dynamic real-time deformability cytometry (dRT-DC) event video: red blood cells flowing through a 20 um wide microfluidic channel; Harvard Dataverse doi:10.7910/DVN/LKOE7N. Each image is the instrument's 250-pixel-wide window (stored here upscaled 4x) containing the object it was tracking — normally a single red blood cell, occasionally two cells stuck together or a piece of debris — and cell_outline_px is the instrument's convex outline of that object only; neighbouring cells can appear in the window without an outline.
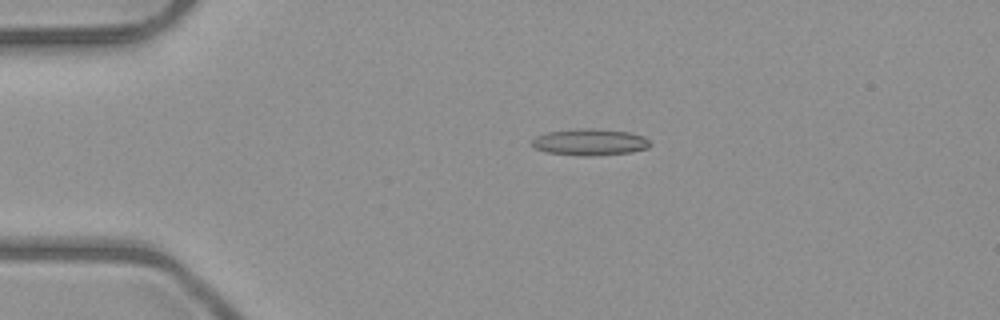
{"species": "common noctule bat (a hibernating species)", "species_latin": "Nyctalus noctula", "temperature_condition": "room temperature", "stored_images_in_passage": 6, "camera_frame_rate_fps": 3000, "um_per_image_px": 0.085, "animal": {"sex": "male", "body_mass_g": 23.1, "forearm_length_mm": 52.7}, "frame": {"image": 1, "passage_image": 4, "time_ms": 3.667, "image_size_px": [1000, 320], "cell_outline_px": [[652, 144], [648, 148], [628, 152], [588, 156], [584, 156], [548, 152], [536, 148], [532, 144], [532, 140], [536, 136], [548, 132], [580, 128], [592, 128], [628, 132], [644, 136]], "centroid_in_image_um": [50.15, 12.07], "position_along_channel_um": 34.8, "area_um2": 18.03}}
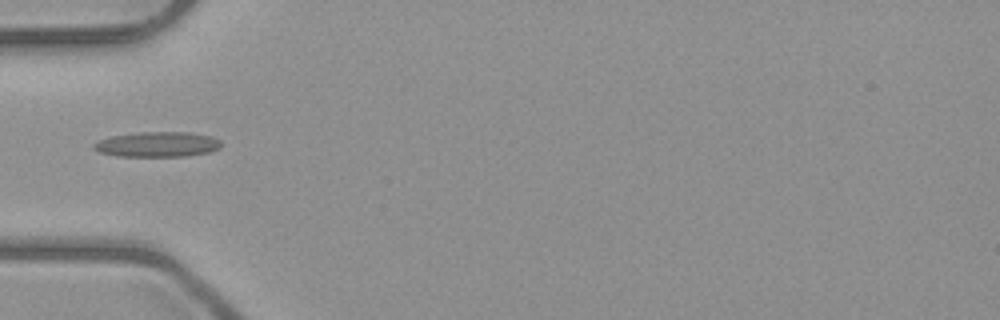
{"frame": {"image": 2, "passage_image": 5, "time_ms": 5.667, "image_size_px": [1000, 320], "cell_outline_px": [[220, 148], [208, 152], [184, 156], [116, 156], [100, 152], [92, 148], [92, 144], [100, 140], [112, 136], [140, 132], [188, 132], [212, 136], [220, 140]], "centroid_in_image_um": [13.37, 12.27], "position_along_channel_um": 71.6, "area_um2": 18.55}}
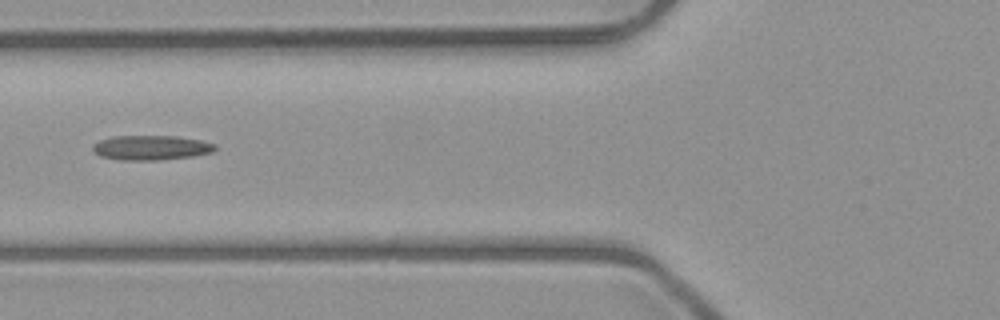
{"frame": {"image": 3, "passage_image": 6, "time_ms": 6.667, "image_size_px": [1000, 320], "cell_outline_px": [[216, 148], [212, 152], [192, 156], [160, 160], [120, 160], [100, 156], [92, 148], [92, 144], [100, 140], [112, 136], [176, 136], [200, 140], [216, 144]], "centroid_in_image_um": [12.83, 12.55], "position_along_channel_um": 113.0, "area_um2": 17.57}}